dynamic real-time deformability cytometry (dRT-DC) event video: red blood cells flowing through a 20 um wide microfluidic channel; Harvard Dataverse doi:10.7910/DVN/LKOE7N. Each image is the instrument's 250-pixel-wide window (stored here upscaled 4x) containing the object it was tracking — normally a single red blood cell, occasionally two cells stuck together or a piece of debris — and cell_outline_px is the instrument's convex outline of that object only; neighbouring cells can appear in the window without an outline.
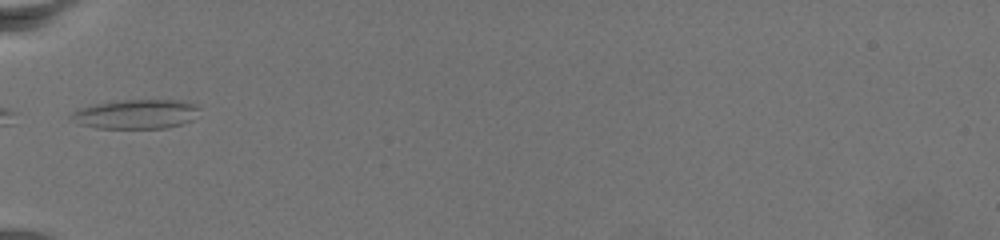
{"species": "common noctule bat (a hibernating species)", "species_latin": "Nyctalus noctula", "temperature_condition": "warm", "stored_images_in_passage": 43, "camera_frame_rate_fps": 3000, "um_per_image_px": 0.085, "animal": {"sex": "female", "body_mass_g": 19.5, "forearm_length_mm": 54.1}, "frame": {"image": 1, "passage_image": 1, "time_ms": 0.0, "image_size_px": [1000, 240], "cell_outline_px": [[196, 108], [192, 120], [168, 128], [96, 128], [80, 124], [68, 120], [68, 116], [84, 108], [96, 104], [116, 100], [180, 100], [196, 104]], "centroid_in_image_um": [11.52, 9.71], "position_along_channel_um": 73.5, "area_um2": 21.62}}
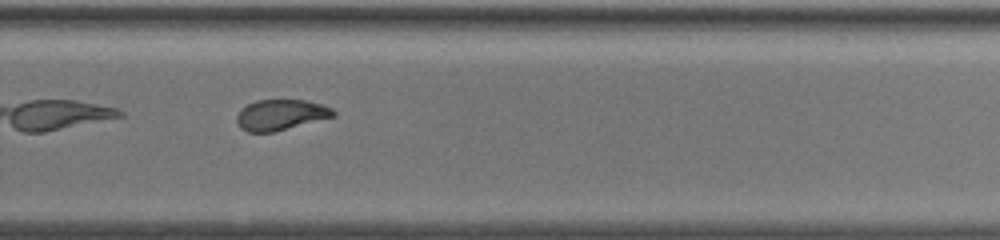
{"frame": {"image": 2, "passage_image": 25, "time_ms": 8.0, "image_size_px": [1000, 240], "cell_outline_px": [[336, 116], [272, 132], [248, 132], [240, 128], [236, 120], [236, 116], [240, 108], [256, 100], [304, 100], [320, 104], [332, 108], [336, 112]], "centroid_in_image_um": [23.84, 9.76], "position_along_channel_um": 306.0, "area_um2": 17.22}}